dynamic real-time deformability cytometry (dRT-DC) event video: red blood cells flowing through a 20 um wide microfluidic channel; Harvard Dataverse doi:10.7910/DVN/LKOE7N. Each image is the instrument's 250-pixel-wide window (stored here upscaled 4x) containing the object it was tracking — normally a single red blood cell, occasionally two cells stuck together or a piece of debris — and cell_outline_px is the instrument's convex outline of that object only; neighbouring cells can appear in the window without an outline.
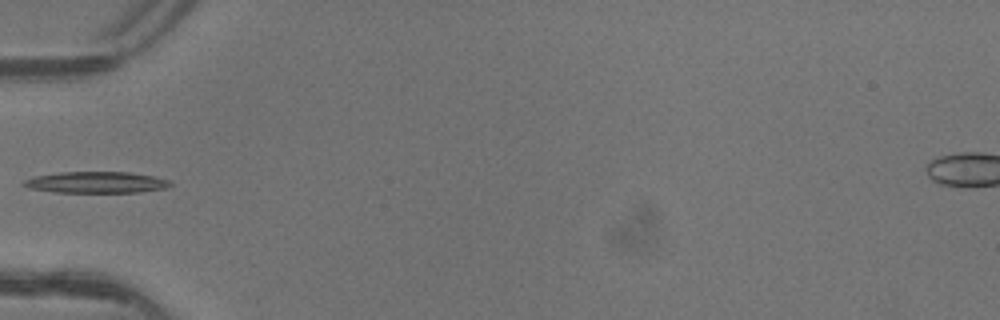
{"species": "common noctule bat (a hibernating species)", "species_latin": "Nyctalus noctula", "temperature_condition": "warm", "stored_images_in_passage": 5, "camera_frame_rate_fps": 3000, "um_per_image_px": 0.085, "animal": {"sex": "female"}, "frame": {"image": 1, "passage_image": 5, "time_ms": 1.333, "image_size_px": [1000, 320], "cell_outline_px": [[172, 184], [168, 188], [140, 192], [52, 192], [28, 188], [20, 184], [24, 180], [32, 176], [60, 172], [128, 172], [156, 176], [172, 180]], "centroid_in_image_um": [8.19, 15.5], "position_along_channel_um": 76.8, "area_um2": 18.55}}